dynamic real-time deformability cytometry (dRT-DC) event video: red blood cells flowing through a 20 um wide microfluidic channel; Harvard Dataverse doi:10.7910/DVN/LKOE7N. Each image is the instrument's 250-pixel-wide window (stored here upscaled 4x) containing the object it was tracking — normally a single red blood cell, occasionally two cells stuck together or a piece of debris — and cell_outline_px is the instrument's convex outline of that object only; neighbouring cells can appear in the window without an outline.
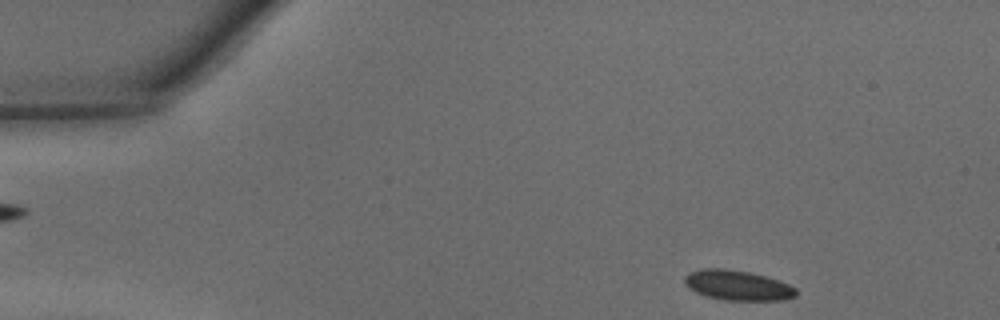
{"species": "common noctule bat (a hibernating species)", "species_latin": "Nyctalus noctula", "temperature_condition": "warm", "stored_images_in_passage": 32, "camera_frame_rate_fps": 3000, "um_per_image_px": 0.085, "animal": {"sex": "male", "body_mass_g": 15.6}, "frame": {"image": 1, "passage_image": 1, "time_ms": 0.0, "image_size_px": [1000, 320], "cell_outline_px": [[796, 296], [784, 300], [724, 300], [708, 296], [696, 292], [684, 284], [684, 276], [688, 272], [700, 268], [724, 268], [748, 272], [764, 276], [788, 284], [796, 288]], "centroid_in_image_um": [62.66, 24.24], "position_along_channel_um": 22.3, "area_um2": 19.42}}
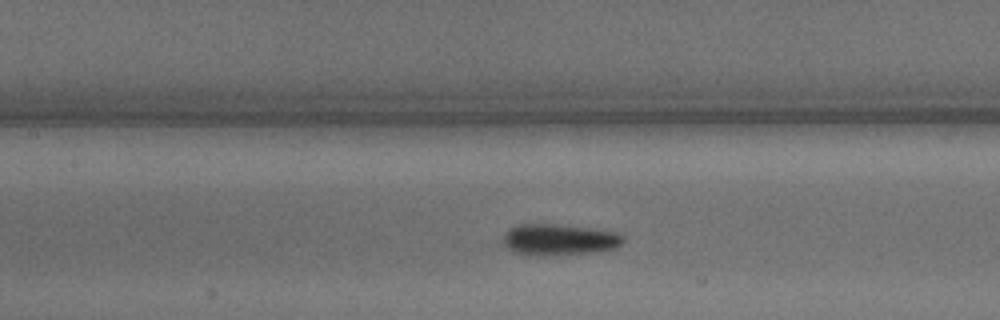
{"frame": {"image": 2, "passage_image": 16, "time_ms": 5.0, "image_size_px": [1000, 320], "cell_outline_px": [[624, 240], [616, 248], [596, 252], [540, 256], [528, 256], [512, 252], [500, 240], [504, 232], [508, 228], [516, 224], [556, 224], [620, 232], [624, 236]], "centroid_in_image_um": [47.46, 20.37], "position_along_channel_um": 159.9, "area_um2": 22.43}}
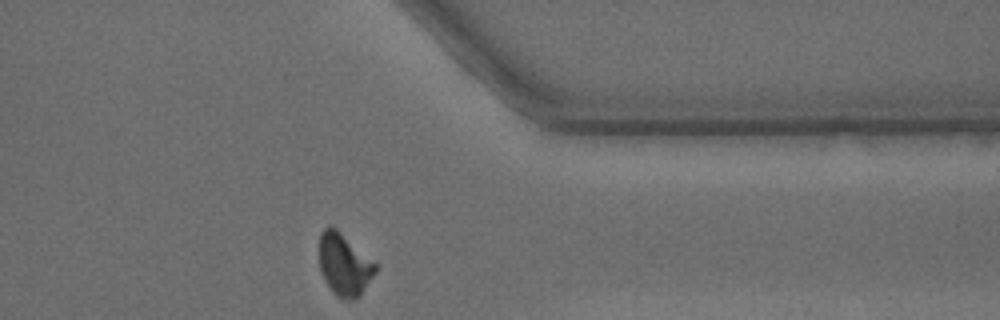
{"frame": {"image": 3, "passage_image": 32, "time_ms": 10.333, "image_size_px": [1000, 320], "cell_outline_px": [[380, 268], [360, 296], [352, 300], [348, 300], [336, 296], [332, 292], [324, 280], [320, 272], [320, 232], [328, 224], [336, 228], [376, 264]], "centroid_in_image_um": [29.27, 22.52], "position_along_channel_um": 382.1, "area_um2": 20.46}, "authors_computed_cell_mechanics": {"area_um2": 20.8947, "velocity_mm_per_s": 4.3474, "shape_relaxation_time_tau1_ms": 1.9504, "shape_relaxation_time_tau2_ms": 0.958, "deformation_change_tau1": 0.1259, "deformation_change_tau2": 0.0816}}